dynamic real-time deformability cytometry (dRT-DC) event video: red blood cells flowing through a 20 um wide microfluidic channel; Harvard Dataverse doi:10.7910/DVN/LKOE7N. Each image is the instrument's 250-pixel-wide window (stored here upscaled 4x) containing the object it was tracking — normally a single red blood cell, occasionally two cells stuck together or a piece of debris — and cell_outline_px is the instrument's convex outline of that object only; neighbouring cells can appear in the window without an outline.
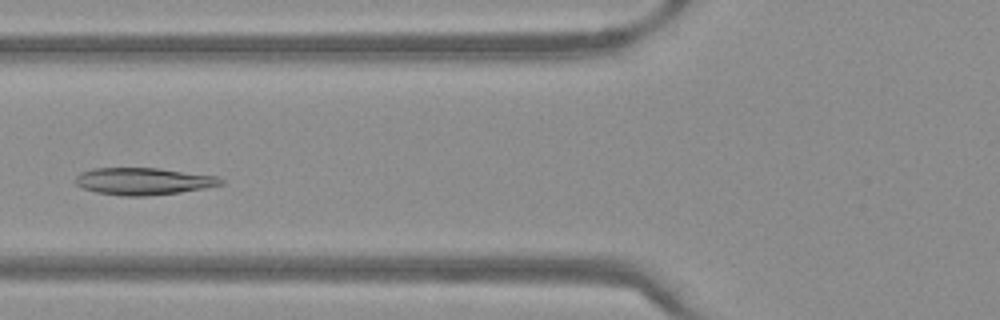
{"species": "Egyptian fruit bat (a non-hibernating species)", "species_latin": "Rousettus aegyptiacus", "temperature_condition": "warm", "stored_images_in_passage": 45, "camera_frame_rate_fps": 3000, "um_per_image_px": 0.085, "frame": {"image": 1, "passage_image": 15, "time_ms": 4.667, "image_size_px": [1000, 320], "cell_outline_px": [[224, 184], [204, 188], [180, 192], [148, 196], [124, 196], [96, 192], [84, 188], [76, 184], [76, 176], [80, 172], [92, 168], [160, 168], [216, 176], [224, 180]], "centroid_in_image_um": [12.19, 15.4], "position_along_channel_um": 113.6, "area_um2": 22.95}}
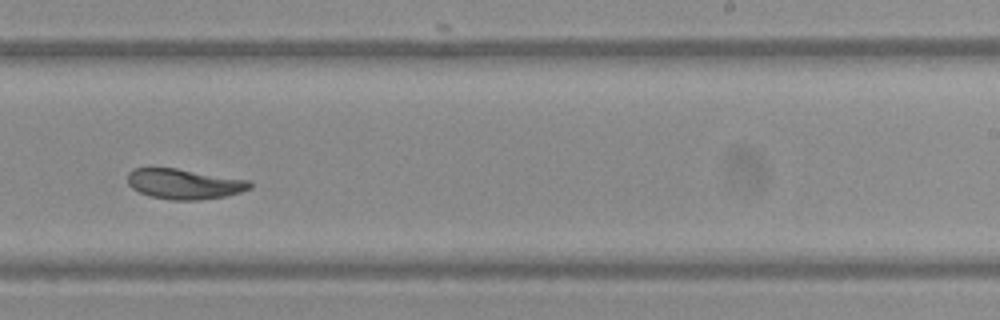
{"frame": {"image": 2, "passage_image": 27, "time_ms": 8.667, "image_size_px": [1000, 320], "cell_outline_px": [[252, 188], [240, 192], [224, 196], [196, 200], [172, 200], [152, 196], [140, 192], [132, 188], [128, 184], [128, 172], [132, 168], [176, 168], [248, 180], [252, 184]], "centroid_in_image_um": [15.64, 15.63], "position_along_channel_um": 273.4, "area_um2": 21.33}}
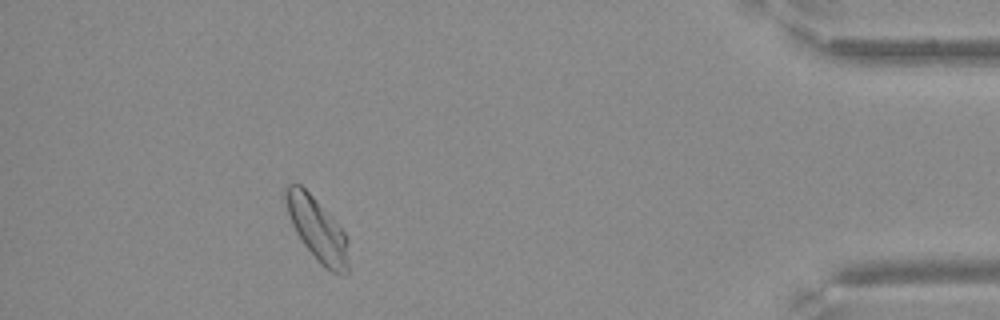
{"frame": {"image": 3, "passage_image": 41, "time_ms": 13.333, "image_size_px": [1000, 320], "cell_outline_px": [[348, 272], [344, 276], [332, 272], [324, 268], [320, 264], [304, 244], [296, 232], [292, 224], [288, 212], [284, 196], [284, 188], [288, 184], [300, 184], [312, 196], [344, 232], [348, 240]], "centroid_in_image_um": [26.97, 19.53], "position_along_channel_um": 408.2, "area_um2": 22.77}}